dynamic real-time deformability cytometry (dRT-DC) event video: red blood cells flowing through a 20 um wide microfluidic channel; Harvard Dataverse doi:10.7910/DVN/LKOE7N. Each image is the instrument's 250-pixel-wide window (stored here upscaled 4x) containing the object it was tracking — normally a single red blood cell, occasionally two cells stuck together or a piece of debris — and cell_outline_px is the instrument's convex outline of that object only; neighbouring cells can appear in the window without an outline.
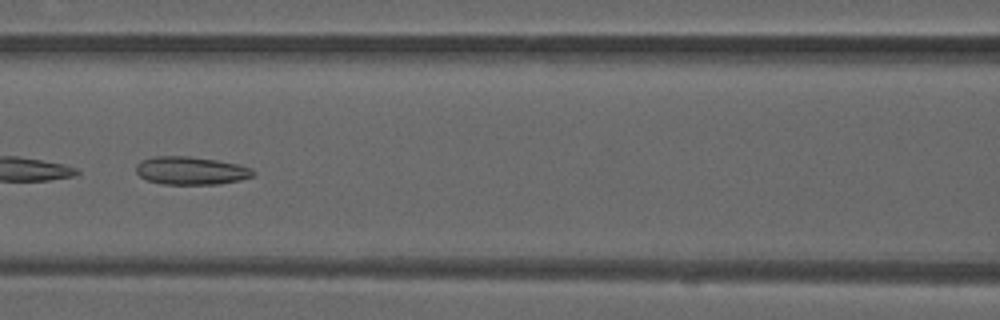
{"species": "common noctule bat (a hibernating species)", "species_latin": "Nyctalus noctula", "temperature_condition": "warm", "stored_images_in_passage": 13, "camera_frame_rate_fps": 3000, "um_per_image_px": 0.085, "animal": {"sex": "male", "forearm_length_mm": 52.5}, "frame": {"image": 1, "passage_image": 8, "time_ms": 2.333, "image_size_px": [1000, 320], "cell_outline_px": [[256, 172], [252, 176], [240, 180], [216, 184], [160, 184], [148, 180], [140, 176], [136, 172], [136, 164], [140, 160], [156, 156], [188, 156], [216, 160], [240, 164], [252, 168]], "centroid_in_image_um": [16.23, 14.5], "position_along_channel_um": 150.4, "area_um2": 19.19}}
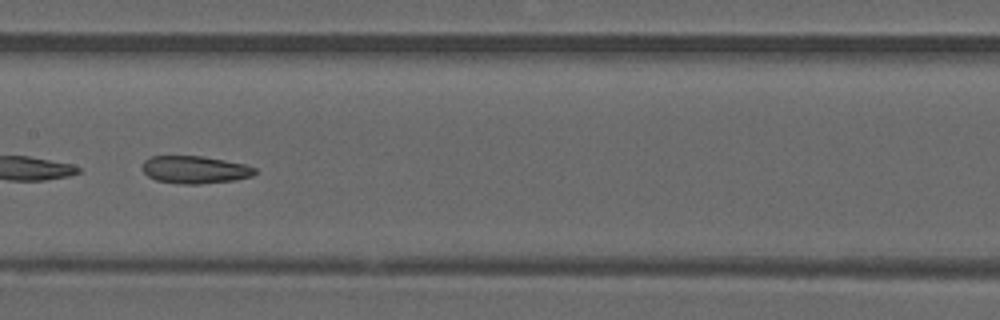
{"frame": {"image": 2, "passage_image": 11, "time_ms": 3.333, "image_size_px": [1000, 320], "cell_outline_px": [[256, 172], [252, 176], [236, 180], [200, 184], [184, 184], [156, 180], [148, 176], [144, 172], [144, 160], [152, 156], [200, 156], [224, 160], [244, 164], [256, 168]], "centroid_in_image_um": [16.59, 14.43], "position_along_channel_um": 190.8, "area_um2": 17.92}}